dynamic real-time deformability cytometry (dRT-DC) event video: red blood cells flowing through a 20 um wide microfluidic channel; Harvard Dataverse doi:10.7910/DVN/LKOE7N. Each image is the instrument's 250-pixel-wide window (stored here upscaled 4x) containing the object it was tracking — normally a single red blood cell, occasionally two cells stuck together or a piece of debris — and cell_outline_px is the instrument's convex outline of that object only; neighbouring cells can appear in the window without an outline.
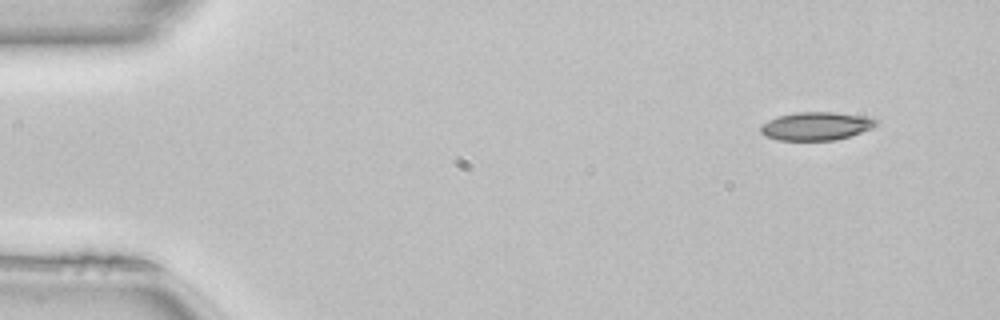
{"species": "common noctule bat (a hibernating species)", "species_latin": "Nyctalus noctula", "temperature_condition": "room temperature", "stored_images_in_passage": 46, "camera_frame_rate_fps": 3000, "um_per_image_px": 0.085, "animal": {"sex": "female", "body_mass_g": 22.7, "forearm_length_mm": 54.2}, "frame": {"image": 1, "passage_image": 1, "time_ms": 0.0, "image_size_px": [1000, 320], "cell_outline_px": [[876, 124], [872, 128], [836, 140], [776, 140], [764, 136], [760, 132], [760, 128], [768, 120], [780, 116], [796, 112], [836, 112], [864, 116], [876, 120]], "centroid_in_image_um": [69.33, 10.72], "position_along_channel_um": 15.7, "area_um2": 18.79}}
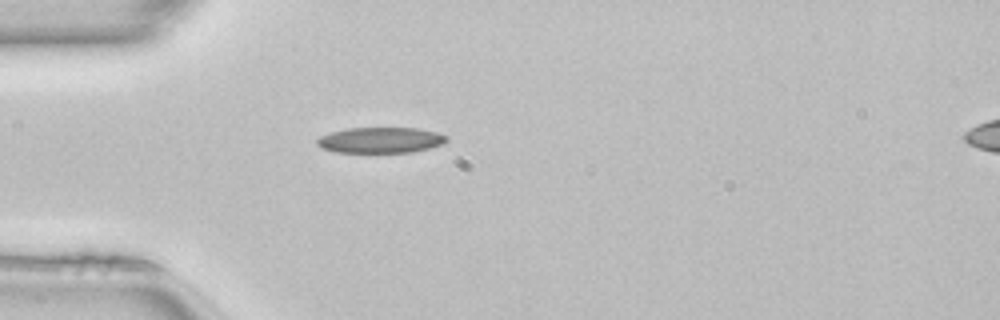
{"frame": {"image": 2, "passage_image": 11, "time_ms": 3.333, "image_size_px": [1000, 320], "cell_outline_px": [[448, 140], [440, 144], [428, 148], [412, 152], [336, 152], [320, 148], [316, 144], [316, 140], [320, 136], [332, 132], [348, 128], [420, 128], [436, 132], [448, 136]], "centroid_in_image_um": [32.33, 11.9], "position_along_channel_um": 52.7, "area_um2": 19.36}}
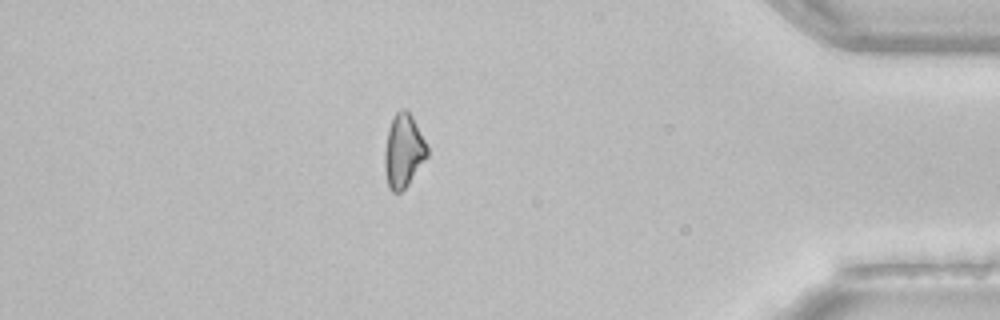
{"frame": {"image": 3, "passage_image": 40, "time_ms": 13.0, "image_size_px": [1000, 320], "cell_outline_px": [[428, 156], [408, 184], [400, 192], [392, 192], [388, 188], [384, 168], [384, 152], [388, 128], [396, 112], [400, 108], [404, 108], [412, 116], [428, 148]], "centroid_in_image_um": [34.27, 12.84], "position_along_channel_um": 400.9, "area_um2": 18.15}}